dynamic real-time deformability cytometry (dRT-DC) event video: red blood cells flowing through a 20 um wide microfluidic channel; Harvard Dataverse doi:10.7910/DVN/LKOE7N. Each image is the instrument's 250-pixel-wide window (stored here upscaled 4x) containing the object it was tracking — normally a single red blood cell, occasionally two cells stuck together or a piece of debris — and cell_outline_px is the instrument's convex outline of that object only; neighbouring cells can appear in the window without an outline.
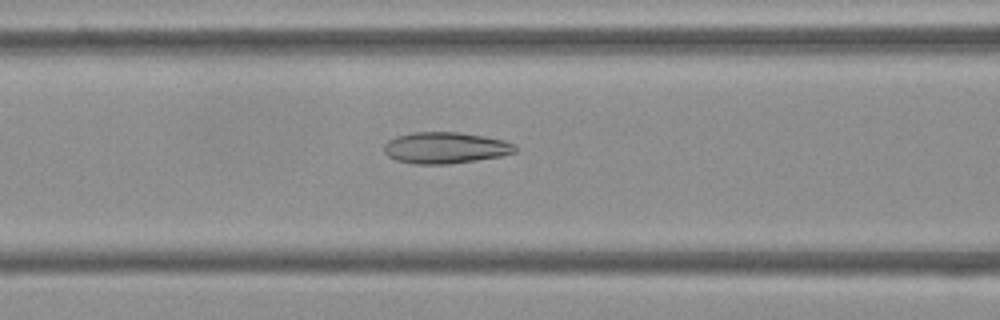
{"species": "Egyptian fruit bat (a non-hibernating species)", "species_latin": "Rousettus aegyptiacus", "temperature_condition": "cold", "stored_images_in_passage": 53, "camera_frame_rate_fps": 3000, "um_per_image_px": 0.085, "frame": {"image": 1, "passage_image": 21, "time_ms": 6.667, "image_size_px": [1000, 320], "cell_outline_px": [[516, 152], [500, 156], [476, 160], [448, 164], [416, 164], [396, 160], [388, 156], [384, 152], [384, 144], [388, 140], [396, 136], [412, 132], [460, 132], [484, 136], [504, 140], [516, 144]], "centroid_in_image_um": [37.85, 12.55], "position_along_channel_um": 128.8, "area_um2": 24.04}}
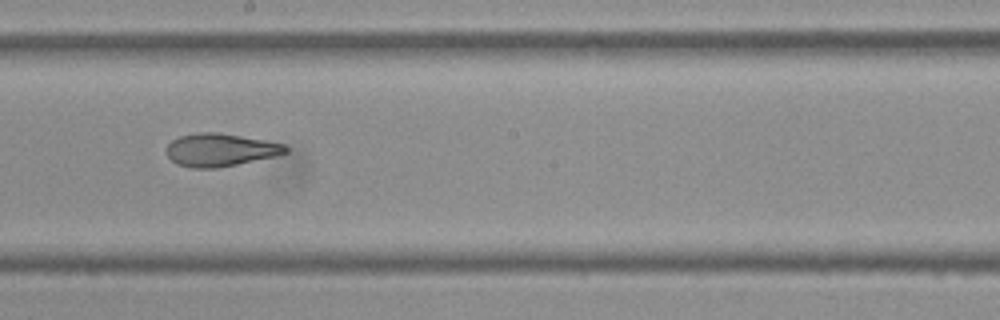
{"frame": {"image": 2, "passage_image": 29, "time_ms": 9.333, "image_size_px": [1000, 320], "cell_outline_px": [[288, 152], [276, 156], [216, 168], [192, 168], [176, 164], [168, 156], [168, 144], [172, 140], [180, 136], [200, 132], [216, 132], [264, 140], [284, 144], [288, 148]], "centroid_in_image_um": [18.73, 12.74], "position_along_channel_um": 229.5, "area_um2": 22.54}}
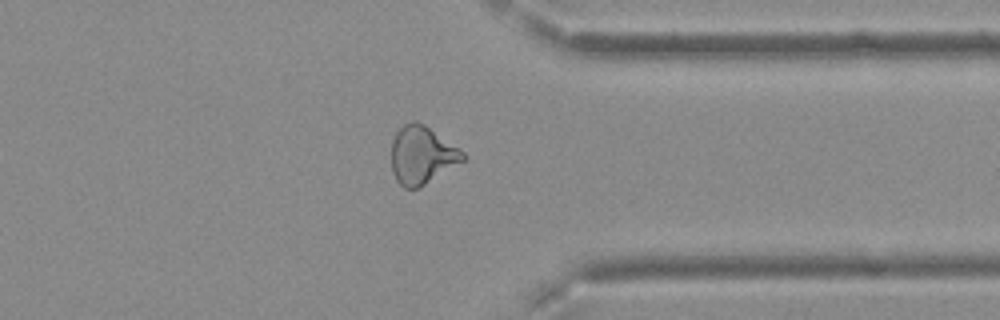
{"frame": {"image": 3, "passage_image": 41, "time_ms": 13.333, "image_size_px": [1000, 320], "cell_outline_px": [[468, 160], [420, 188], [404, 188], [396, 180], [392, 172], [392, 140], [396, 132], [404, 124], [412, 120], [416, 120], [424, 124], [464, 152], [468, 156]], "centroid_in_image_um": [35.9, 13.21], "position_along_channel_um": 375.5, "area_um2": 24.57}, "authors_computed_cell_mechanics": {"area_um2": 25.0274, "velocity_mm_per_s": 3.7709, "shape_relaxation_time_tau1_ms": 9.3924, "shape_relaxation_time_tau2_ms": 2.4809, "deformation_change_tau1": 0.1784, "deformation_change_tau2": 0.0943}}